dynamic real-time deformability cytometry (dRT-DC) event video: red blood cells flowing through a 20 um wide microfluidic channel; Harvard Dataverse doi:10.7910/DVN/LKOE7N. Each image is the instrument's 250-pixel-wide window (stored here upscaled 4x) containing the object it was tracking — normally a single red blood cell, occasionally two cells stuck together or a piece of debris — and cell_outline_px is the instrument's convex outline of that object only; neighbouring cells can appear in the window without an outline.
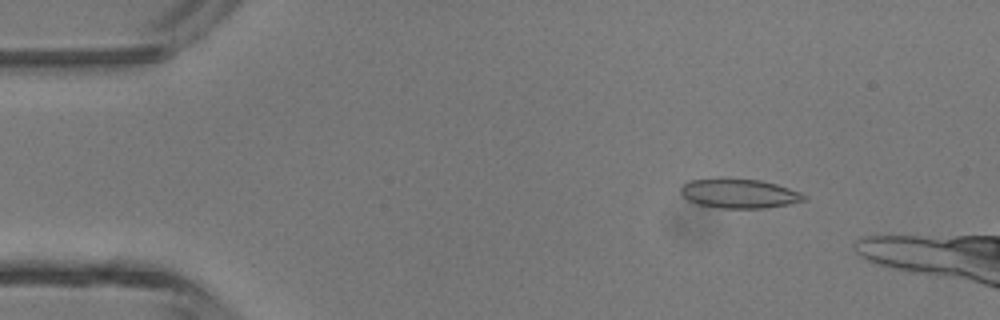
{"species": "common noctule bat (a hibernating species)", "species_latin": "Nyctalus noctula", "temperature_condition": "room temperature", "stored_images_in_passage": 3, "camera_frame_rate_fps": 3000, "um_per_image_px": 0.085, "animal": {"sex": "male", "body_mass_g": 13.3}, "frame": {"image": 1, "passage_image": 2, "time_ms": 0.333, "image_size_px": [1000, 320], "cell_outline_px": [[808, 200], [788, 204], [764, 208], [720, 208], [696, 204], [688, 200], [680, 192], [680, 188], [688, 180], [720, 176], [760, 180], [776, 184], [800, 192], [808, 196]], "centroid_in_image_um": [62.8, 16.42], "position_along_channel_um": 22.2, "area_um2": 21.68}}